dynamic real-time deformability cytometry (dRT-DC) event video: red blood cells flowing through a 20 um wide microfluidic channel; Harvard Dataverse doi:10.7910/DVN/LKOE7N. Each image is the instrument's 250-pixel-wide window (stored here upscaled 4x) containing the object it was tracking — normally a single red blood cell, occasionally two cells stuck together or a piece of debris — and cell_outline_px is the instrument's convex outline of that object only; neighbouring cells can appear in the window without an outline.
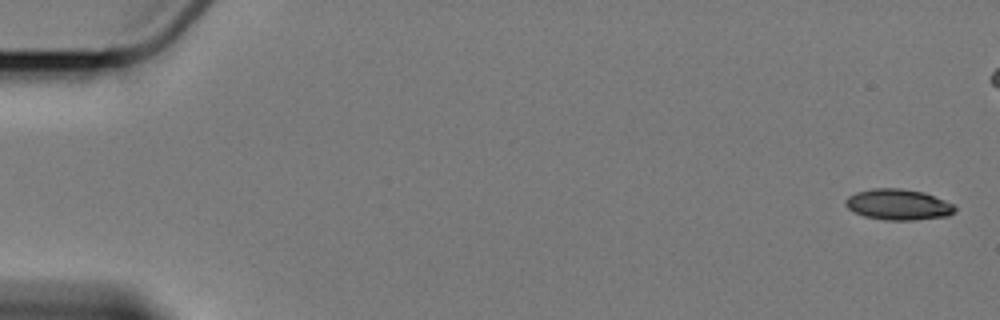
{"species": "Egyptian fruit bat (a non-hibernating species)", "species_latin": "Rousettus aegyptiacus", "temperature_condition": "cold", "stored_images_in_passage": 8, "camera_frame_rate_fps": 3000, "um_per_image_px": 0.085, "animal": {"sex": "female"}, "frame": {"image": 1, "passage_image": 1, "time_ms": 0.0, "image_size_px": [1000, 320], "cell_outline_px": [[956, 212], [948, 216], [916, 220], [884, 220], [864, 216], [848, 208], [844, 204], [844, 200], [848, 196], [856, 192], [872, 188], [900, 188], [924, 192], [944, 200], [952, 204], [956, 208]], "centroid_in_image_um": [76.35, 17.39], "position_along_channel_um": 8.7, "area_um2": 19.77}}
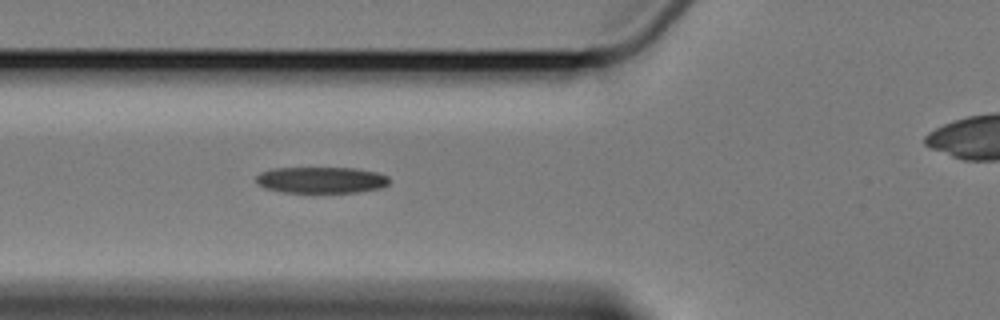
{"frame": {"image": 2, "passage_image": 7, "time_ms": 7.0, "image_size_px": [1000, 320], "cell_outline_px": [[388, 184], [380, 188], [356, 192], [280, 192], [264, 188], [256, 184], [256, 176], [260, 172], [272, 168], [356, 168], [376, 172], [388, 176]], "centroid_in_image_um": [27.25, 15.29], "position_along_channel_um": 98.6, "area_um2": 20.46}}